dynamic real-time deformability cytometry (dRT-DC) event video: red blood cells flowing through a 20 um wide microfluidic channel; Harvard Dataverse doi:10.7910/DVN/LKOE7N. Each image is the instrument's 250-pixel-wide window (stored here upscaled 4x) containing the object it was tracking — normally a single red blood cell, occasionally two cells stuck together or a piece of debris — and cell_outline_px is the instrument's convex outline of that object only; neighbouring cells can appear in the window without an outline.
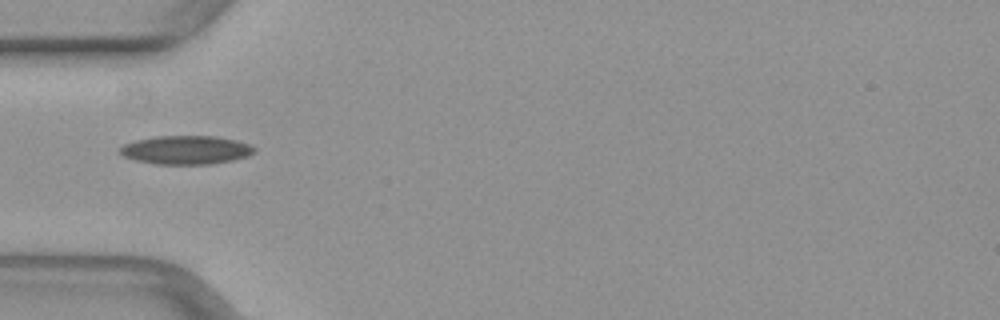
{"species": "common noctule bat (a hibernating species)", "species_latin": "Nyctalus noctula", "temperature_condition": "warm", "stored_images_in_passage": 32, "camera_frame_rate_fps": 3000, "um_per_image_px": 0.085, "animal": {"sex": "female", "body_mass_g": 29.2, "forearm_length_mm": 56.3}, "frame": {"image": 1, "passage_image": 1, "time_ms": 0.0, "image_size_px": [1000, 320], "cell_outline_px": [[256, 152], [248, 156], [232, 160], [212, 164], [156, 164], [136, 160], [124, 156], [120, 152], [120, 148], [124, 144], [136, 140], [156, 136], [216, 136], [236, 140], [252, 144], [256, 148]], "centroid_in_image_um": [15.87, 12.74], "position_along_channel_um": 69.1, "area_um2": 22.48}}
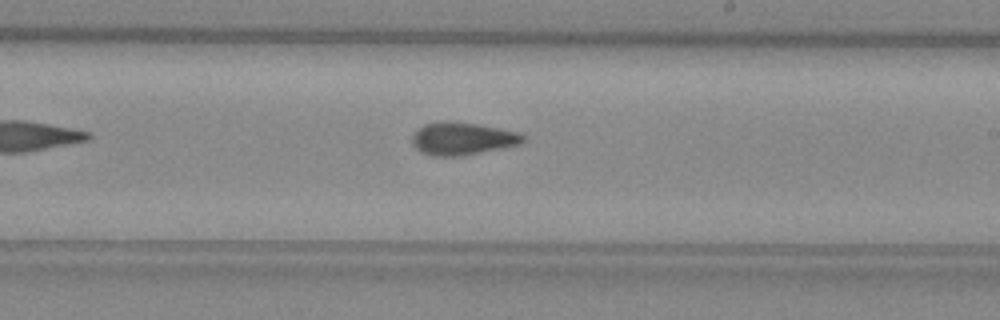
{"frame": {"image": 2, "passage_image": 14, "time_ms": 4.333, "image_size_px": [1000, 320], "cell_outline_px": [[524, 140], [520, 144], [464, 156], [432, 156], [420, 152], [412, 144], [412, 136], [424, 124], [440, 120], [452, 120], [476, 124], [520, 132], [524, 136]], "centroid_in_image_um": [39.28, 11.78], "position_along_channel_um": 249.7, "area_um2": 21.27}}